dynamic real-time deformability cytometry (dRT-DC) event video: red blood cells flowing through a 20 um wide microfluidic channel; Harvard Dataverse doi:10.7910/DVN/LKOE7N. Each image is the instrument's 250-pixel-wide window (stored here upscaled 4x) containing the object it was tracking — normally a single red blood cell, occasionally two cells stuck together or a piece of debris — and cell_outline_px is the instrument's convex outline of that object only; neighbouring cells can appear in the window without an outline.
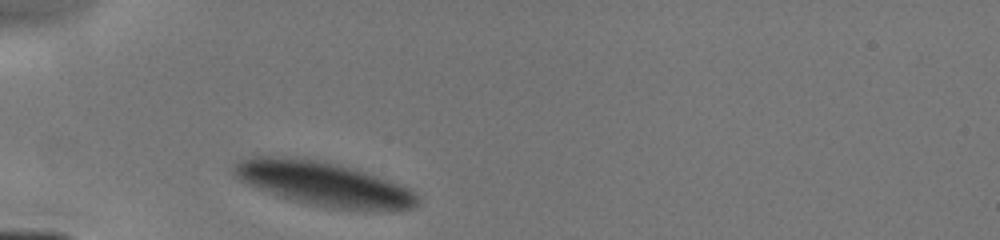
{"species": "human", "species_latin": "Homo sapiens", "temperature_condition": "cold", "stored_images_in_passage": 17, "camera_frame_rate_fps": 3000, "um_per_image_px": 0.085, "donor": {"sex": "male"}, "frame": {"image": 1, "passage_image": 1, "time_ms": 0.0, "image_size_px": [1000, 240], "cell_outline_px": [[420, 204], [412, 208], [388, 212], [376, 212], [328, 208], [308, 204], [276, 196], [256, 188], [240, 180], [232, 172], [232, 168], [240, 160], [252, 156], [284, 156], [316, 160], [356, 168], [412, 188], [416, 192], [420, 200]], "centroid_in_image_um": [27.61, 15.66], "position_along_channel_um": 57.4, "area_um2": 48.38}}
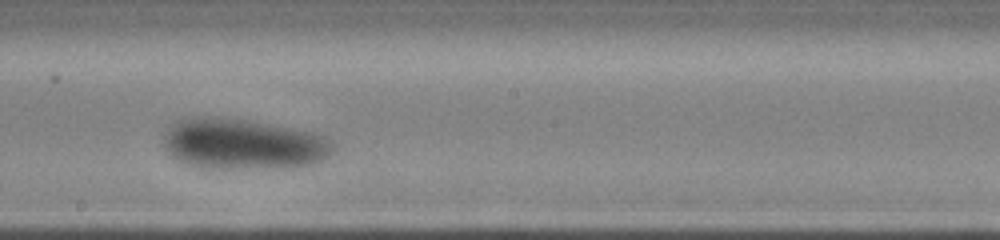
{"frame": {"image": 2, "passage_image": 9, "time_ms": 4.333, "image_size_px": [1000, 240], "cell_outline_px": [[336, 148], [328, 156], [312, 164], [264, 168], [200, 168], [180, 160], [172, 156], [168, 152], [164, 144], [164, 136], [168, 124], [180, 120], [196, 116], [204, 116], [248, 120], [312, 132], [324, 136], [332, 140]], "centroid_in_image_um": [20.64, 12.23], "position_along_channel_um": 227.6, "area_um2": 49.88}}
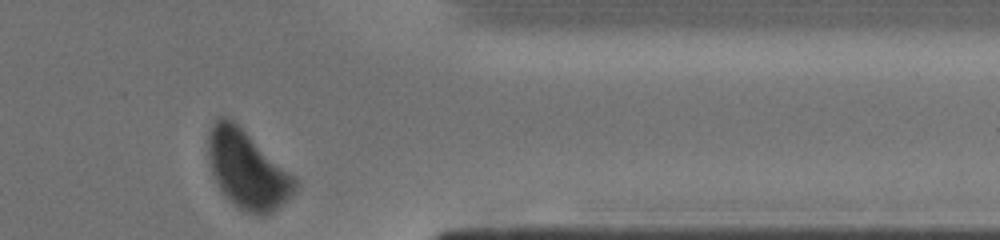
{"frame": {"image": 3, "passage_image": 17, "time_ms": 8.333, "image_size_px": [1000, 240], "cell_outline_px": [[300, 184], [276, 208], [268, 212], [248, 212], [240, 208], [220, 188], [212, 172], [208, 160], [208, 132], [212, 124], [220, 116], [228, 116], [292, 176]], "centroid_in_image_um": [20.95, 14.35], "position_along_channel_um": 390.5, "area_um2": 37.45}}